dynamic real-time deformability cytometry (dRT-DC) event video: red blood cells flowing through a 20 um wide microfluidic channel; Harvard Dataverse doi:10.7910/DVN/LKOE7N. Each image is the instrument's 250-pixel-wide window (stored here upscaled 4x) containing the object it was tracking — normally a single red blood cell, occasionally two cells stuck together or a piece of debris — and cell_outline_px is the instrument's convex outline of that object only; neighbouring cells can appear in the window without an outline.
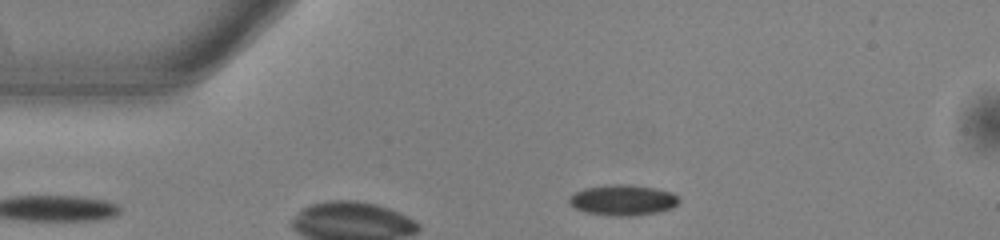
{"species": "common noctule bat (a hibernating species)", "species_latin": "Nyctalus noctula", "temperature_condition": "warm", "stored_images_in_passage": 45, "camera_frame_rate_fps": 3000, "um_per_image_px": 0.085, "animal": {"sex": "male", "body_mass_g": 13.0, "forearm_length_mm": 53.1}, "frame": {"image": 1, "passage_image": 2, "time_ms": 0.333, "image_size_px": [1000, 240], "cell_outline_px": [[680, 200], [672, 208], [660, 212], [628, 216], [612, 216], [588, 212], [576, 208], [568, 200], [568, 196], [584, 188], [604, 184], [632, 184], [656, 188], [672, 192]], "centroid_in_image_um": [52.95, 16.99], "position_along_channel_um": 32.0, "area_um2": 19.71}}
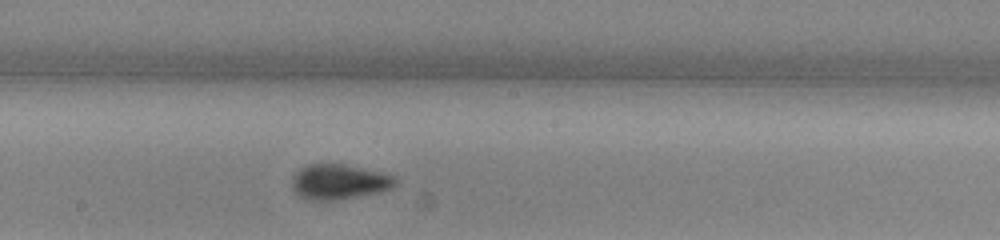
{"frame": {"image": 2, "passage_image": 20, "time_ms": 6.333, "image_size_px": [1000, 240], "cell_outline_px": [[396, 184], [392, 188], [380, 192], [340, 200], [308, 200], [300, 196], [292, 188], [292, 180], [296, 172], [300, 168], [308, 164], [344, 164], [392, 176], [396, 180]], "centroid_in_image_um": [28.78, 15.47], "position_along_channel_um": 219.4, "area_um2": 20.92}}
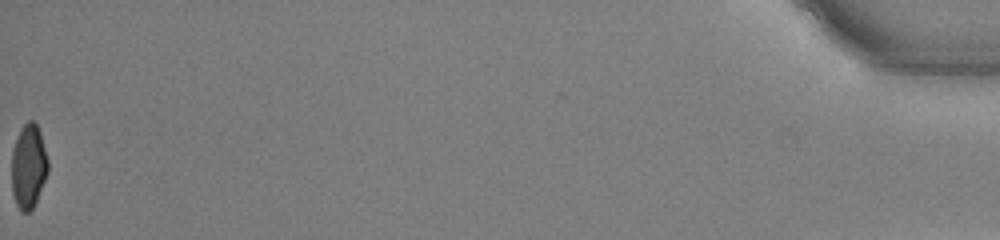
{"frame": {"image": 3, "passage_image": 45, "time_ms": 14.667, "image_size_px": [1000, 240], "cell_outline_px": [[48, 172], [36, 200], [32, 208], [28, 212], [20, 212], [16, 204], [12, 192], [12, 152], [20, 128], [28, 120], [32, 120], [36, 124], [40, 132], [48, 160]], "centroid_in_image_um": [2.42, 14.14], "position_along_channel_um": 432.8, "area_um2": 17.69}, "authors_computed_cell_mechanics": {"area_um2": 19.7676, "velocity_mm_per_s": 3.8648, "shape_relaxation_time_tau1_ms": 3.2161, "shape_relaxation_time_tau2_ms": 3.4393, "deformation_change_tau1": 0.1063, "deformation_change_tau2": 0.0518}}